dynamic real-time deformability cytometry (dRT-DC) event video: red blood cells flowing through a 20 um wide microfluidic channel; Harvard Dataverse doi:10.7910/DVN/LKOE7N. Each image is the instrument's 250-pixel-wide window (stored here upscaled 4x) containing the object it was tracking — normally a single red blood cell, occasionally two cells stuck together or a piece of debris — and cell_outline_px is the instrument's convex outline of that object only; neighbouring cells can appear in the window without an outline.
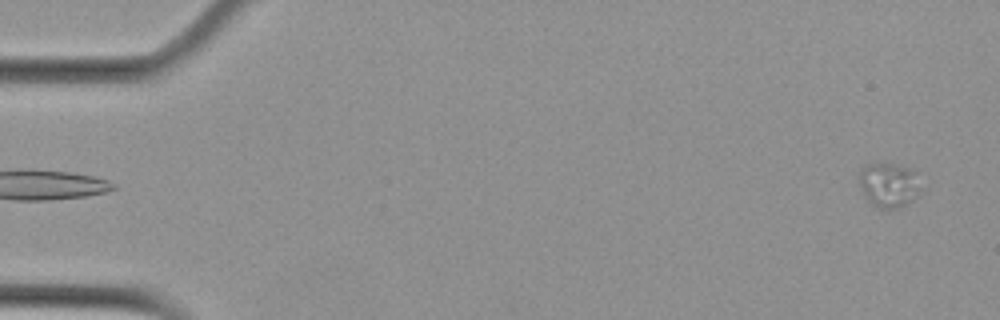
{"species": "Egyptian fruit bat (a non-hibernating species)", "species_latin": "Rousettus aegyptiacus", "temperature_condition": "cold", "stored_images_in_passage": 4, "camera_frame_rate_fps": 3000, "um_per_image_px": 0.085, "animal": {"sex": "female"}, "frame": {"image": 1, "passage_image": 4, "time_ms": 1.0, "image_size_px": [1000, 320], "cell_outline_px": [[920, 196], [896, 208], [880, 208], [872, 204], [864, 196], [856, 176], [856, 172], [864, 164], [896, 164], [908, 168], [916, 172], [920, 188]], "centroid_in_image_um": [75.5, 15.7], "position_along_channel_um": 9.5, "area_um2": 16.24}}